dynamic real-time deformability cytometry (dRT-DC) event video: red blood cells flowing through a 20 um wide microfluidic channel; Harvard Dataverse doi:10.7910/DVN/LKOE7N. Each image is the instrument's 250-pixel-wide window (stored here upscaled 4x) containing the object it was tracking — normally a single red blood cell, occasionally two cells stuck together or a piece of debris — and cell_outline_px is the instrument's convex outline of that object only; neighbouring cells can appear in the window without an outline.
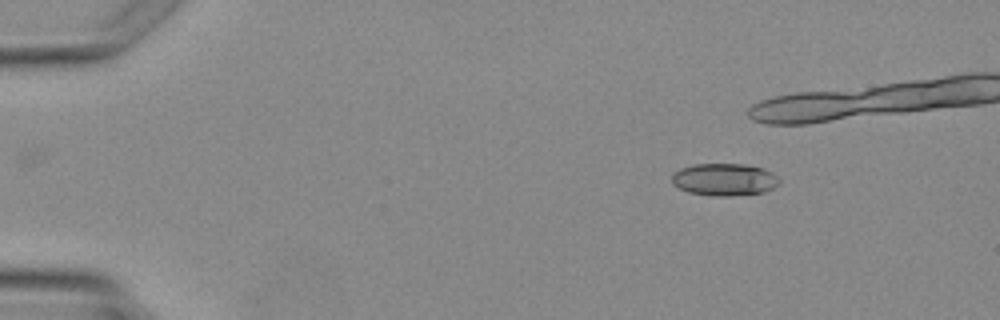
{"species": "Egyptian fruit bat (a non-hibernating species)", "species_latin": "Rousettus aegyptiacus", "temperature_condition": "warm", "stored_images_in_passage": 6, "segment_of_instrument_passage": [1, 2], "camera_frame_rate_fps": 3000, "um_per_image_px": 0.085, "animal": {"sex": "female"}, "frame": {"image": 1, "passage_image": 1, "time_ms": 0.0, "image_size_px": [1000, 320], "cell_outline_px": [[780, 184], [764, 192], [732, 196], [712, 196], [688, 192], [672, 184], [672, 176], [680, 168], [692, 164], [744, 164], [764, 168], [772, 172], [780, 180]], "centroid_in_image_um": [61.58, 15.26], "position_along_channel_um": 23.4, "area_um2": 20.35}}
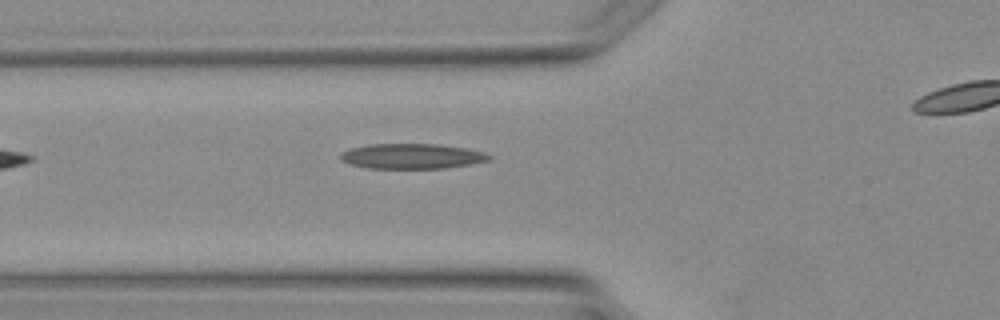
{"frame": {"image": 2, "passage_image": 5, "time_ms": 5.667, "image_size_px": [1000, 320], "cell_outline_px": [[492, 160], [472, 164], [448, 168], [368, 168], [348, 164], [340, 160], [340, 152], [348, 148], [368, 144], [440, 144], [464, 148], [484, 152], [492, 156]], "centroid_in_image_um": [34.99, 13.28], "position_along_channel_um": 90.8, "area_um2": 22.08}}